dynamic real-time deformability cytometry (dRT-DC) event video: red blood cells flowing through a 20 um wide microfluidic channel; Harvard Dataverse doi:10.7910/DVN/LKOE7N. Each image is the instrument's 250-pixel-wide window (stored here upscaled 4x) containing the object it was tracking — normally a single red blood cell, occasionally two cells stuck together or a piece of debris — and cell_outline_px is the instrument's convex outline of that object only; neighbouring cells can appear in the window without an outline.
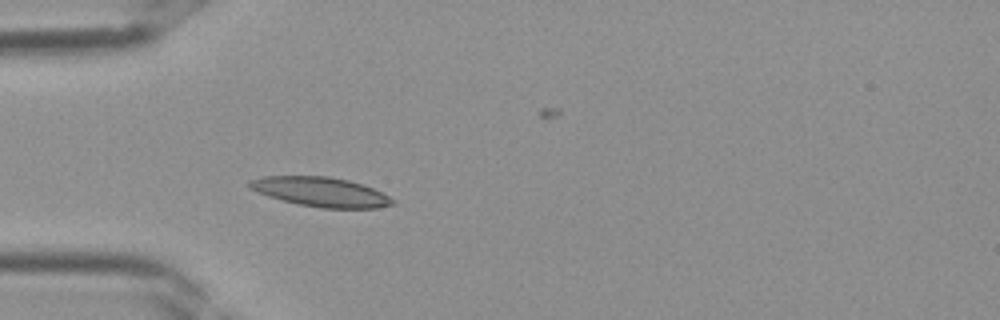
{"species": "Egyptian fruit bat (a non-hibernating species)", "species_latin": "Rousettus aegyptiacus", "temperature_condition": "room temperature", "stored_images_in_passage": 23, "camera_frame_rate_fps": 3000, "um_per_image_px": 0.085, "frame": {"image": 1, "passage_image": 3, "time_ms": 0.667, "image_size_px": [1000, 320], "cell_outline_px": [[396, 204], [376, 208], [320, 208], [300, 204], [268, 196], [248, 188], [248, 180], [264, 176], [328, 176], [348, 180], [364, 184], [396, 200]], "centroid_in_image_um": [27.27, 16.3], "position_along_channel_um": 57.7, "area_um2": 24.57}}
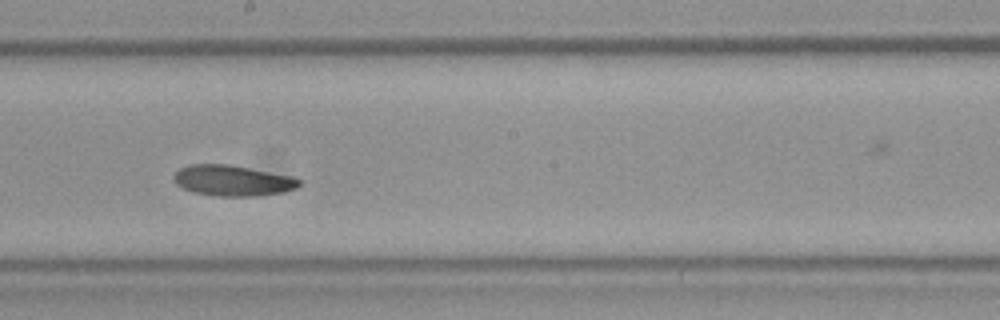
{"frame": {"image": 2, "passage_image": 13, "time_ms": 4.0, "image_size_px": [1000, 320], "cell_outline_px": [[304, 180], [296, 188], [284, 192], [256, 196], [216, 196], [196, 192], [184, 188], [176, 184], [176, 172], [180, 168], [188, 164], [228, 164], [292, 176]], "centroid_in_image_um": [19.83, 15.34], "position_along_channel_um": 228.4, "area_um2": 22.31}}
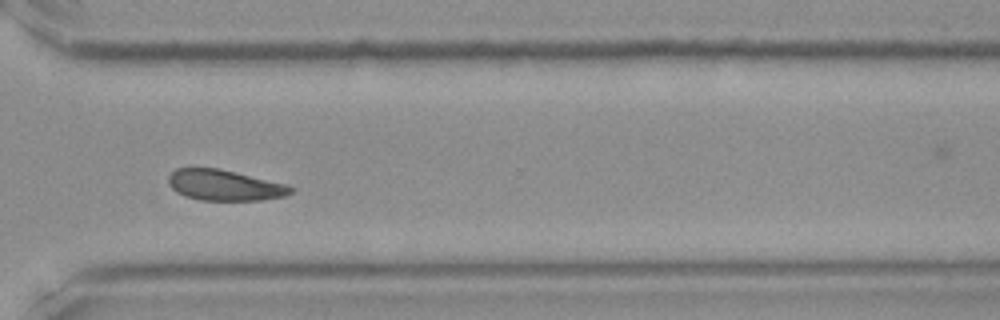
{"frame": {"image": 3, "passage_image": 20, "time_ms": 6.333, "image_size_px": [1000, 320], "cell_outline_px": [[292, 192], [284, 196], [264, 200], [200, 200], [184, 196], [176, 192], [168, 184], [168, 176], [176, 168], [220, 168], [284, 184], [292, 188]], "centroid_in_image_um": [19.03, 15.74], "position_along_channel_um": 351.6, "area_um2": 21.79}}